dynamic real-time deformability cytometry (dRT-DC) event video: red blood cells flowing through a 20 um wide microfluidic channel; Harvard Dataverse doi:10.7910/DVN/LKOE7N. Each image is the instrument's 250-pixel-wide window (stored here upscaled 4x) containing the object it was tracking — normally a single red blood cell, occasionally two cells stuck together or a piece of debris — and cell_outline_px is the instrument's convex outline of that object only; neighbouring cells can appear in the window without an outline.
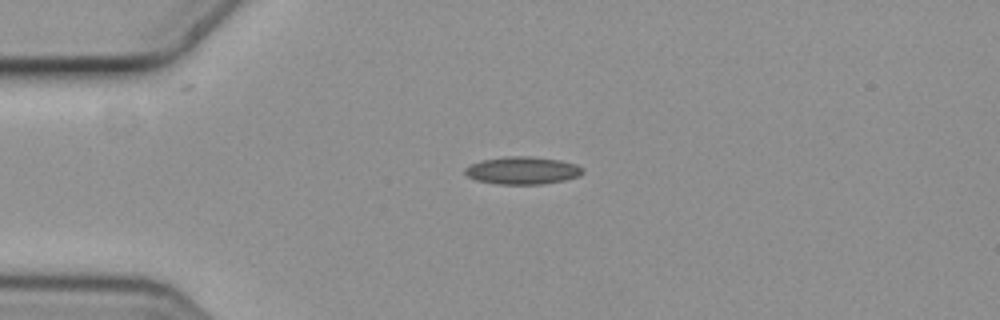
{"species": "common noctule bat (a hibernating species)", "species_latin": "Nyctalus noctula", "temperature_condition": "cold", "stored_images_in_passage": 3, "camera_frame_rate_fps": 3000, "um_per_image_px": 0.085, "animal": {"sex": "female", "body_mass_g": 19.3, "forearm_length_mm": 54.1}, "frame": {"image": 1, "passage_image": 1, "time_ms": 0.0, "image_size_px": [1000, 320], "cell_outline_px": [[584, 172], [580, 176], [564, 180], [540, 184], [500, 184], [476, 180], [468, 176], [464, 172], [464, 168], [480, 160], [504, 156], [532, 156], [560, 160], [576, 164], [584, 168]], "centroid_in_image_um": [44.43, 14.48], "position_along_channel_um": 40.6, "area_um2": 19.02}}
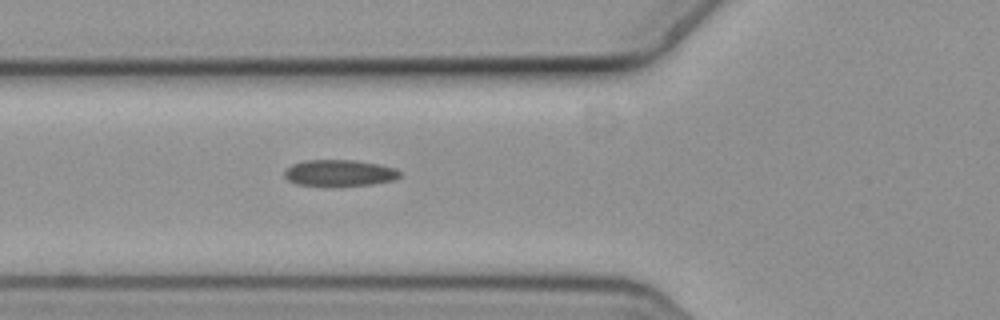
{"frame": {"image": 2, "passage_image": 3, "time_ms": 0.667, "image_size_px": [1000, 320], "cell_outline_px": [[400, 176], [392, 180], [372, 184], [296, 184], [288, 180], [284, 176], [284, 172], [292, 164], [304, 160], [356, 160], [380, 164], [396, 168], [400, 172]], "centroid_in_image_um": [28.86, 14.66], "position_along_channel_um": 96.9, "area_um2": 17.22}}